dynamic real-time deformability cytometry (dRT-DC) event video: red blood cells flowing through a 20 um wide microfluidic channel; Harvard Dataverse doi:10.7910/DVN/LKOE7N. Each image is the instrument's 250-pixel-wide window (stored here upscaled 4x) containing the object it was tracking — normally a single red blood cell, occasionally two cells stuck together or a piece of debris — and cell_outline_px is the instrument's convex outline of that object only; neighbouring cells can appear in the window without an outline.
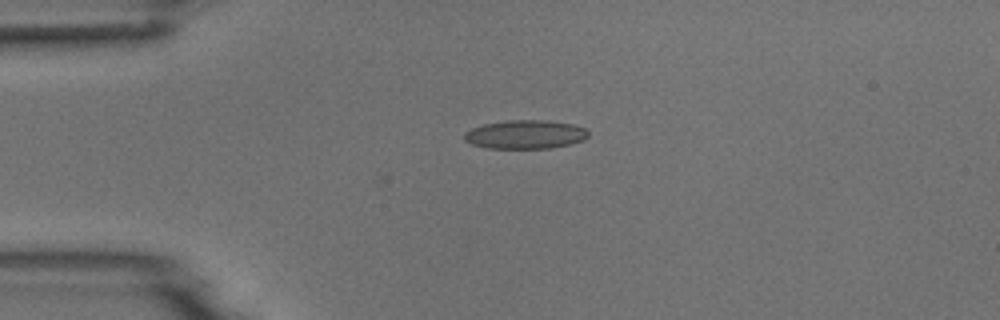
{"species": "common noctule bat (a hibernating species)", "species_latin": "Nyctalus noctula", "temperature_condition": "room temperature", "stored_images_in_passage": 2, "camera_frame_rate_fps": 3000, "um_per_image_px": 0.085, "animal": {"sex": "male", "body_mass_g": 18.8}, "frame": {"image": 1, "passage_image": 1, "time_ms": 0.0, "image_size_px": [1000, 320], "cell_outline_px": [[588, 136], [584, 140], [552, 148], [488, 148], [472, 144], [464, 140], [464, 132], [472, 128], [484, 124], [504, 120], [548, 120], [572, 124], [584, 128], [588, 132]], "centroid_in_image_um": [44.63, 11.42], "position_along_channel_um": 40.4, "area_um2": 20.75}}